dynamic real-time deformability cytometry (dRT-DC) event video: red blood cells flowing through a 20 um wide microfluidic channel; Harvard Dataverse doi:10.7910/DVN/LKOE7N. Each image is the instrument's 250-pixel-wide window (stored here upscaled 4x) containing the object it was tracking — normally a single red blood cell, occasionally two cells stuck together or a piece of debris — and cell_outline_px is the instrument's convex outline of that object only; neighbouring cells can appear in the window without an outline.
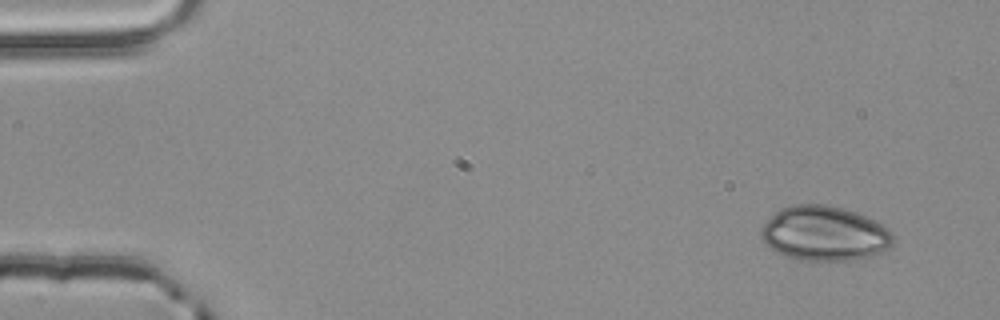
{"species": "common noctule bat (a hibernating species)", "species_latin": "Nyctalus noctula", "temperature_condition": "room temperature", "stored_images_in_passage": 3, "camera_frame_rate_fps": 3000, "um_per_image_px": 0.085, "animal": {"sex": "male", "body_mass_g": 20.4}, "frame": {"image": 1, "passage_image": 1, "time_ms": 0.0, "image_size_px": [1000, 320], "cell_outline_px": [[892, 248], [884, 252], [852, 260], [804, 260], [788, 256], [764, 244], [760, 236], [760, 228], [780, 208], [792, 204], [828, 204], [844, 208], [856, 212], [880, 224], [892, 232]], "centroid_in_image_um": [70.08, 19.83], "position_along_channel_um": 14.9, "area_um2": 41.91}}